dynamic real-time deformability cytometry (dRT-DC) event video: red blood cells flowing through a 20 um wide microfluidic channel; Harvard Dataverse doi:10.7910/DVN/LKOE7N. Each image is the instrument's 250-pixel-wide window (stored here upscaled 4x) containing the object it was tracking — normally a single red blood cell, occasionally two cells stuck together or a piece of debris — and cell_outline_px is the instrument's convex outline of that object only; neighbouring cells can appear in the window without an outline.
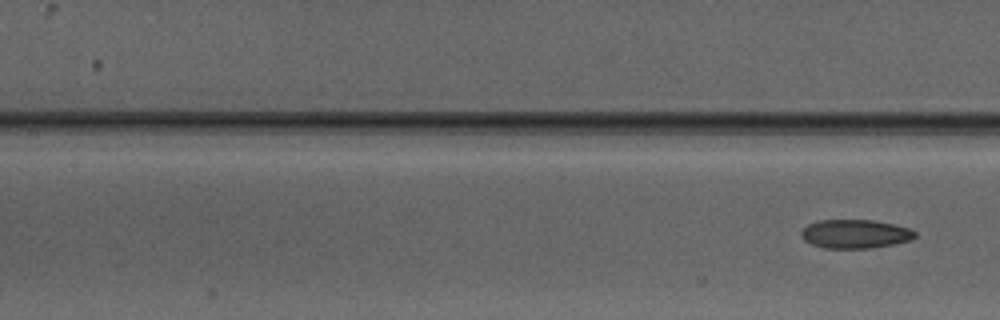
{"species": "Egyptian fruit bat (a non-hibernating species)", "species_latin": "Rousettus aegyptiacus", "temperature_condition": "warm", "stored_images_in_passage": 6, "camera_frame_rate_fps": 3000, "um_per_image_px": 0.085, "animal": {"sex": "male"}, "frame": {"image": 1, "passage_image": 6, "time_ms": 6.667, "image_size_px": [1000, 320], "cell_outline_px": [[916, 236], [912, 240], [872, 248], [824, 248], [812, 244], [804, 240], [800, 236], [800, 232], [808, 224], [816, 220], [872, 220], [892, 224], [908, 228], [916, 232]], "centroid_in_image_um": [72.66, 19.88], "position_along_channel_um": 134.7, "area_um2": 19.07}}